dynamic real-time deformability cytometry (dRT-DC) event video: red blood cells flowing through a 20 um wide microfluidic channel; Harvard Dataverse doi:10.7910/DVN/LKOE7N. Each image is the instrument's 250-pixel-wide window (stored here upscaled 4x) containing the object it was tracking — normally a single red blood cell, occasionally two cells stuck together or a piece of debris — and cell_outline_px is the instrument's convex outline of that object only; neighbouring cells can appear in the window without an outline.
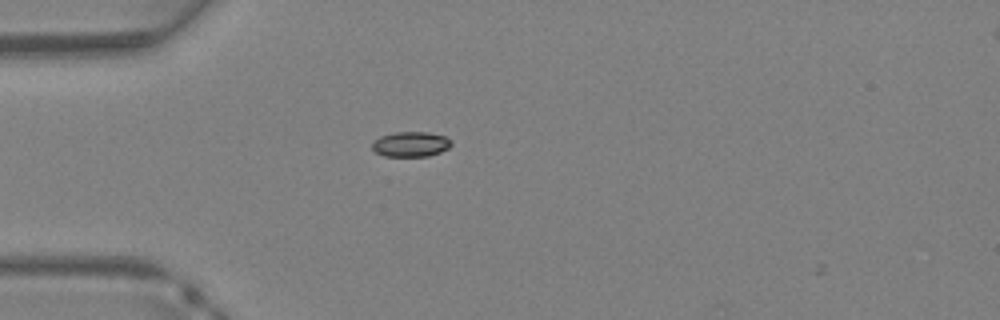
{"species": "Egyptian fruit bat (a non-hibernating species)", "species_latin": "Rousettus aegyptiacus", "temperature_condition": "warm", "stored_images_in_passage": 2, "camera_frame_rate_fps": 3000, "um_per_image_px": 0.085, "animal": {"sex": "female"}, "frame": {"image": 1, "passage_image": 1, "time_ms": 0.0, "image_size_px": [1000, 320], "cell_outline_px": [[452, 144], [448, 148], [440, 152], [428, 156], [384, 156], [376, 152], [372, 148], [372, 144], [380, 136], [392, 132], [428, 132], [444, 136], [452, 140]], "centroid_in_image_um": [34.92, 12.25], "position_along_channel_um": 50.1, "area_um2": 11.56}}